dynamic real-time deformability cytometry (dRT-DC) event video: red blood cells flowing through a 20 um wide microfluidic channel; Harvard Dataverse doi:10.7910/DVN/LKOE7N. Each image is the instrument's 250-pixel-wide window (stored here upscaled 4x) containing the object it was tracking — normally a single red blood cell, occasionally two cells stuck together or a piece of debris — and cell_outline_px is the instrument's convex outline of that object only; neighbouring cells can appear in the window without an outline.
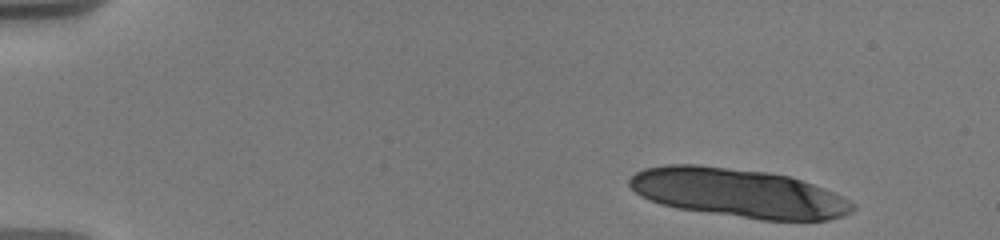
{"species": "human", "species_latin": "Homo sapiens", "temperature_condition": "warm", "stored_images_in_passage": 13, "camera_frame_rate_fps": 3000, "um_per_image_px": 0.085, "donor": {"sex": "male"}, "frame": {"image": 1, "passage_image": 1, "time_ms": 0.0, "image_size_px": [1000, 240], "cell_outline_px": [[856, 208], [852, 212], [844, 216], [828, 220], [760, 220], [676, 208], [660, 204], [648, 200], [640, 196], [628, 184], [628, 180], [636, 172], [644, 168], [664, 164], [696, 164], [768, 172], [788, 176], [824, 188], [856, 204]], "centroid_in_image_um": [62.74, 16.41], "position_along_channel_um": 22.3, "area_um2": 63.75}}
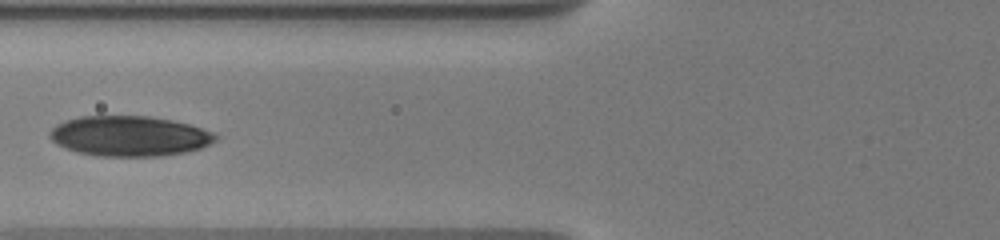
{"frame": {"image": 2, "passage_image": 9, "time_ms": 6.0, "image_size_px": [1000, 240], "cell_outline_px": [[220, 136], [216, 140], [200, 148], [188, 152], [160, 156], [96, 156], [76, 152], [64, 148], [56, 144], [48, 136], [52, 128], [56, 124], [80, 116], [148, 116], [172, 120], [188, 124], [212, 132]], "centroid_in_image_um": [10.98, 11.57], "position_along_channel_um": 114.8, "area_um2": 38.96}}
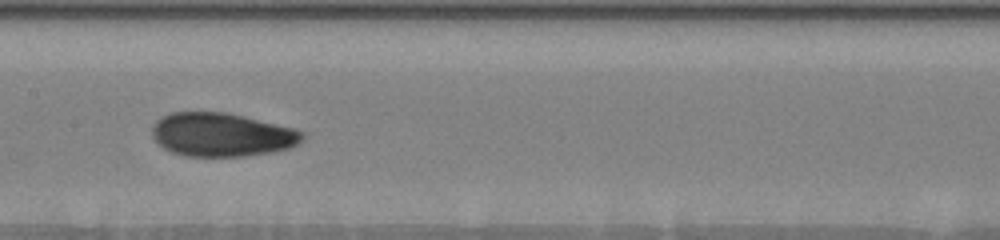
{"frame": {"image": 3, "passage_image": 12, "time_ms": 8.0, "image_size_px": [1000, 240], "cell_outline_px": [[304, 140], [288, 148], [272, 152], [244, 156], [184, 156], [172, 152], [164, 148], [152, 136], [152, 124], [160, 116], [172, 112], [228, 112], [292, 128], [304, 132]], "centroid_in_image_um": [18.82, 11.44], "position_along_channel_um": 188.6, "area_um2": 38.21}}